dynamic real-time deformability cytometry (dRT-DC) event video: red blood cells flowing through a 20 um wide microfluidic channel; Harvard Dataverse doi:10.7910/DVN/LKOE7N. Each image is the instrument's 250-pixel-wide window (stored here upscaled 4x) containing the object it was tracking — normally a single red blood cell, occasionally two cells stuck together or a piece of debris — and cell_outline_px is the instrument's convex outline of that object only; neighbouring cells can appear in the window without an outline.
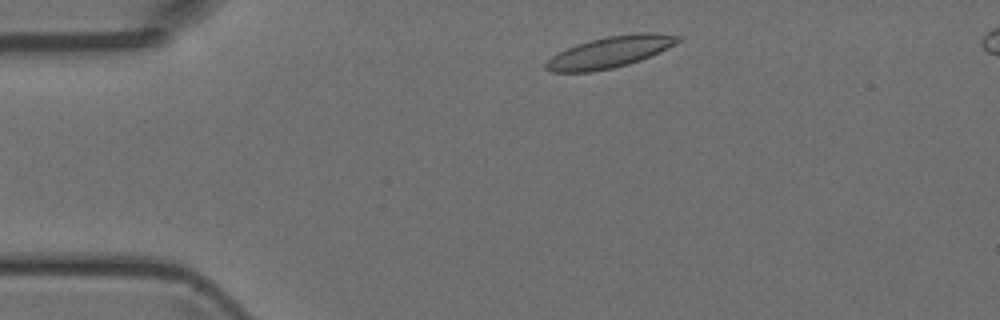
{"species": "Egyptian fruit bat (a non-hibernating species)", "species_latin": "Rousettus aegyptiacus", "temperature_condition": "room temperature", "stored_images_in_passage": 3, "camera_frame_rate_fps": 3000, "um_per_image_px": 0.085, "animal": {"sex": "female"}, "frame": {"image": 1, "passage_image": 1, "time_ms": 0.0, "image_size_px": [1000, 320], "cell_outline_px": [[684, 40], [676, 44], [640, 60], [628, 64], [612, 68], [592, 72], [552, 72], [544, 68], [544, 64], [552, 56], [576, 44], [608, 36], [636, 32], [656, 32], [684, 36]], "centroid_in_image_um": [51.9, 4.41], "position_along_channel_um": 33.1, "area_um2": 24.16}}